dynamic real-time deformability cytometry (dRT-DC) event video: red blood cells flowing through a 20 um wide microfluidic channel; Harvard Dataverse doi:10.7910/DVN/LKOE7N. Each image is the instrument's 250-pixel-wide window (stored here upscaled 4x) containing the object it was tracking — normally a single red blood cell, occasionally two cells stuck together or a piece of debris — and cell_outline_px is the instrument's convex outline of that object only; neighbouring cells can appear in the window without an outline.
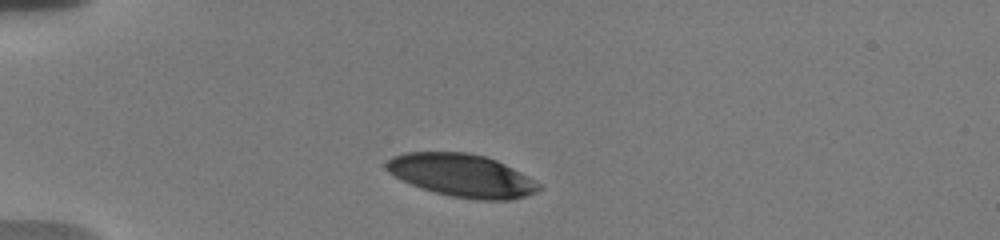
{"species": "human", "species_latin": "Homo sapiens", "temperature_condition": "warm", "stored_images_in_passage": 41, "camera_frame_rate_fps": 3000, "um_per_image_px": 0.085, "donor": {"sex": "male"}, "frame": {"image": 1, "passage_image": 1, "time_ms": 0.0, "image_size_px": [1000, 240], "cell_outline_px": [[540, 188], [536, 192], [512, 200], [476, 200], [452, 196], [436, 192], [412, 184], [388, 172], [384, 168], [384, 164], [392, 156], [404, 152], [468, 152], [484, 156], [496, 160], [528, 176], [540, 184]], "centroid_in_image_um": [39.25, 14.9], "position_along_channel_um": 45.7, "area_um2": 37.8}}
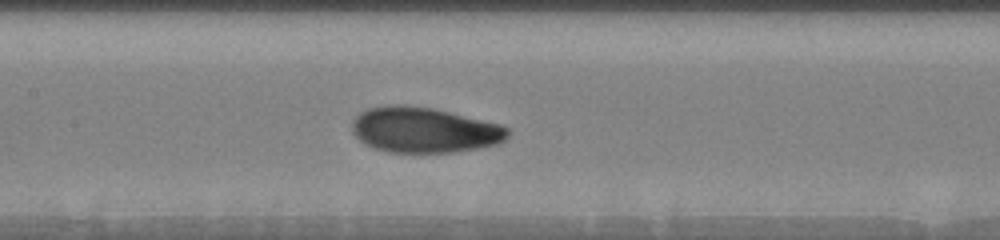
{"frame": {"image": 2, "passage_image": 14, "time_ms": 4.333, "image_size_px": [1000, 240], "cell_outline_px": [[508, 136], [504, 140], [496, 144], [476, 148], [452, 152], [388, 152], [376, 148], [360, 140], [352, 132], [352, 120], [360, 112], [368, 108], [388, 104], [404, 104], [432, 108], [500, 124], [508, 128]], "centroid_in_image_um": [36.02, 11.03], "position_along_channel_um": 171.4, "area_um2": 40.98}}
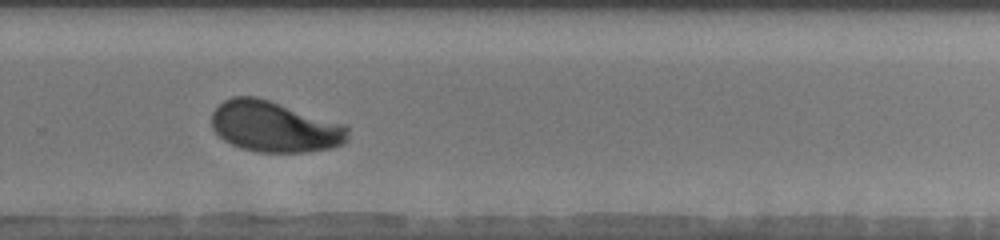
{"frame": {"image": 3, "passage_image": 25, "time_ms": 8.0, "image_size_px": [1000, 240], "cell_outline_px": [[348, 140], [344, 144], [332, 148], [304, 152], [256, 152], [232, 144], [224, 140], [212, 128], [212, 112], [224, 100], [232, 96], [256, 96], [344, 124], [348, 128]], "centroid_in_image_um": [23.34, 10.77], "position_along_channel_um": 306.5, "area_um2": 40.23}, "authors_computed_cell_mechanics": {"area_um2": 40.46, "velocity_mm_per_s": 3.7022, "shape_relaxation_time_tau1_ms": 3.4346, "shape_relaxation_time_tau2_ms": 1.0429, "deformation_change_tau1": 0.1631, "deformation_change_tau2": 0.0589}}